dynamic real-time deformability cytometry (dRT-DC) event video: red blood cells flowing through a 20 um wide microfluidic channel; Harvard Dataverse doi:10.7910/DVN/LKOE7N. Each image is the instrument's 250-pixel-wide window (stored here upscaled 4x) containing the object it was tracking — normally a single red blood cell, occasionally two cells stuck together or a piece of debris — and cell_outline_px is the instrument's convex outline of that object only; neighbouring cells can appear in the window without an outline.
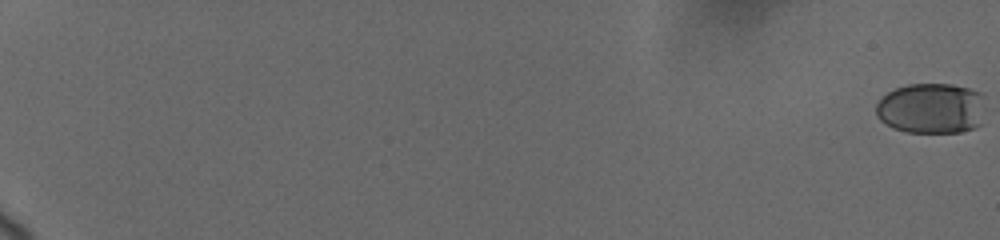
{"species": "human", "species_latin": "Homo sapiens", "temperature_condition": "cold", "stored_images_in_passage": 38, "camera_frame_rate_fps": 3000, "um_per_image_px": 0.085, "donor": {"sex": "female"}, "frame": {"image": 1, "passage_image": 1, "time_ms": 0.0, "image_size_px": [1000, 240], "cell_outline_px": [[984, 96], [980, 124], [976, 128], [960, 132], [904, 132], [892, 128], [880, 120], [876, 116], [876, 104], [888, 92], [896, 88], [908, 84], [952, 84], [968, 88], [980, 92]], "centroid_in_image_um": [79.15, 9.21], "position_along_channel_um": 5.8, "area_um2": 32.37}}
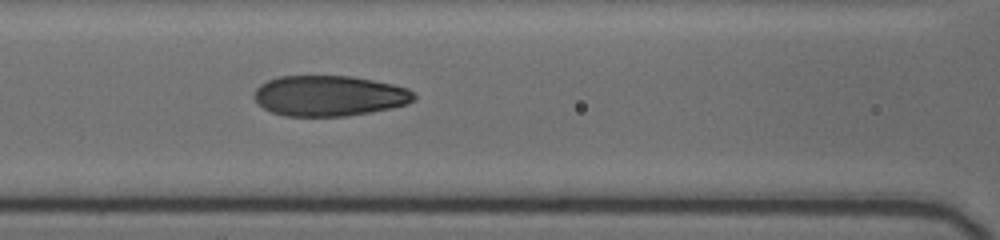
{"frame": {"image": 2, "passage_image": 21, "time_ms": 10.333, "image_size_px": [1000, 240], "cell_outline_px": [[416, 96], [408, 104], [392, 108], [372, 112], [348, 116], [284, 116], [272, 112], [264, 108], [252, 96], [256, 88], [260, 84], [268, 80], [280, 76], [352, 76], [392, 84], [408, 88]], "centroid_in_image_um": [27.98, 8.15], "position_along_channel_um": 138.6, "area_um2": 37.86}}
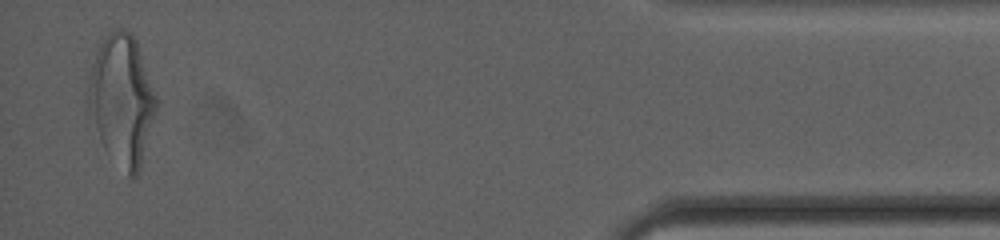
{"frame": {"image": 3, "passage_image": 38, "time_ms": 19.667, "image_size_px": [1000, 240], "cell_outline_px": [[156, 112], [140, 168], [136, 176], [128, 176], [104, 148], [88, 116], [88, 88], [92, 68], [96, 52], [104, 36], [108, 32], [116, 28], [124, 28], [132, 32], [136, 40], [156, 96]], "centroid_in_image_um": [10.34, 8.47], "position_along_channel_um": 424.9, "area_um2": 51.21}, "authors_computed_cell_mechanics": {"area_um2": 37.281, "velocity_mm_per_s": 3.6828, "shape_relaxation_time_tau1_ms": 6.4058, "shape_relaxation_time_tau2_ms": 0.9781, "deformation_change_tau1": 0.2125, "deformation_change_tau2": 0.0777}}